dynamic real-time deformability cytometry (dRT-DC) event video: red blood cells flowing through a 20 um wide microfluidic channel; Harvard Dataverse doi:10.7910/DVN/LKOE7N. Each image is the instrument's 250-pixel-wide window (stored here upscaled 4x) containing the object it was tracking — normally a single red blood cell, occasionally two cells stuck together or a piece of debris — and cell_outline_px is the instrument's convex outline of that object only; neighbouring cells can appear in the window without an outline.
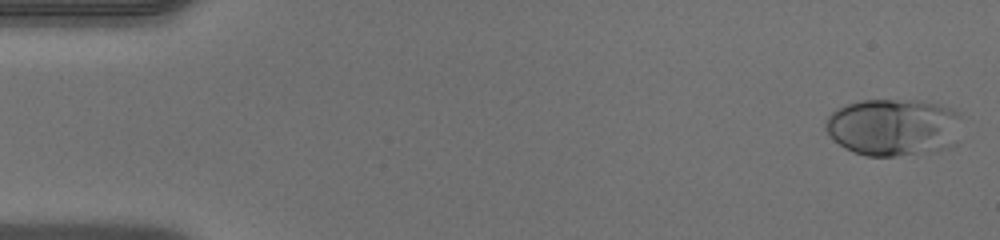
{"species": "human", "species_latin": "Homo sapiens", "temperature_condition": "warm", "stored_images_in_passage": 46, "camera_frame_rate_fps": 3000, "um_per_image_px": 0.085, "donor": {"sex": "male"}, "frame": {"image": 1, "passage_image": 1, "time_ms": 0.0, "image_size_px": [1000, 240], "cell_outline_px": [[960, 116], [956, 144], [952, 148], [936, 152], [896, 156], [868, 156], [844, 148], [824, 128], [824, 124], [828, 116], [836, 108], [860, 100], [920, 100], [940, 104], [952, 108], [960, 112]], "centroid_in_image_um": [76.0, 10.81], "position_along_channel_um": 9.0, "area_um2": 46.07}}
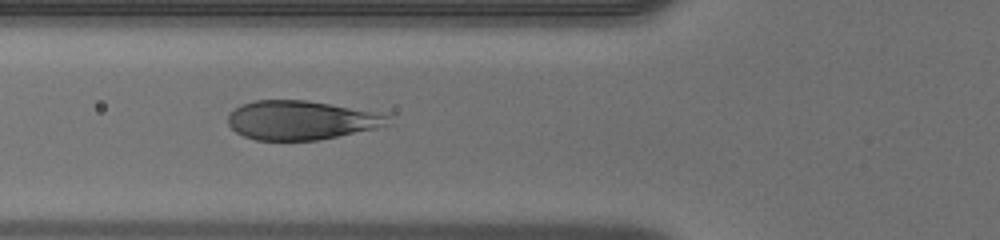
{"frame": {"image": 2, "passage_image": 17, "time_ms": 5.333, "image_size_px": [1000, 240], "cell_outline_px": [[392, 124], [376, 128], [316, 140], [256, 140], [244, 136], [236, 132], [228, 124], [228, 116], [240, 104], [252, 100], [308, 100], [372, 112], [388, 116]], "centroid_in_image_um": [25.53, 10.21], "position_along_channel_um": 100.3, "area_um2": 35.95}}
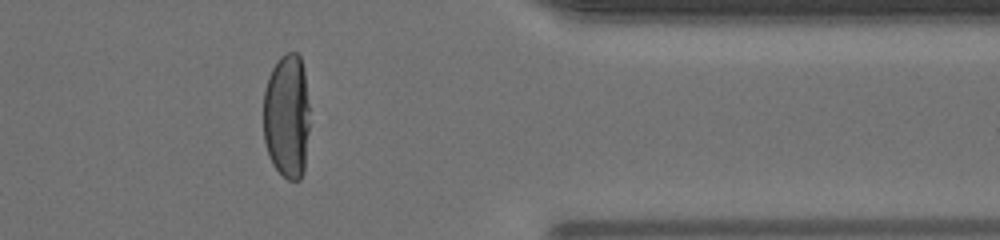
{"frame": {"image": 3, "passage_image": 38, "time_ms": 12.333, "image_size_px": [1000, 240], "cell_outline_px": [[308, 132], [304, 172], [300, 180], [288, 180], [272, 164], [268, 156], [264, 140], [264, 88], [268, 76], [272, 68], [280, 56], [288, 52], [296, 52], [300, 56], [304, 72], [308, 104]], "centroid_in_image_um": [24.37, 9.88], "position_along_channel_um": 387.0, "area_um2": 33.76}}